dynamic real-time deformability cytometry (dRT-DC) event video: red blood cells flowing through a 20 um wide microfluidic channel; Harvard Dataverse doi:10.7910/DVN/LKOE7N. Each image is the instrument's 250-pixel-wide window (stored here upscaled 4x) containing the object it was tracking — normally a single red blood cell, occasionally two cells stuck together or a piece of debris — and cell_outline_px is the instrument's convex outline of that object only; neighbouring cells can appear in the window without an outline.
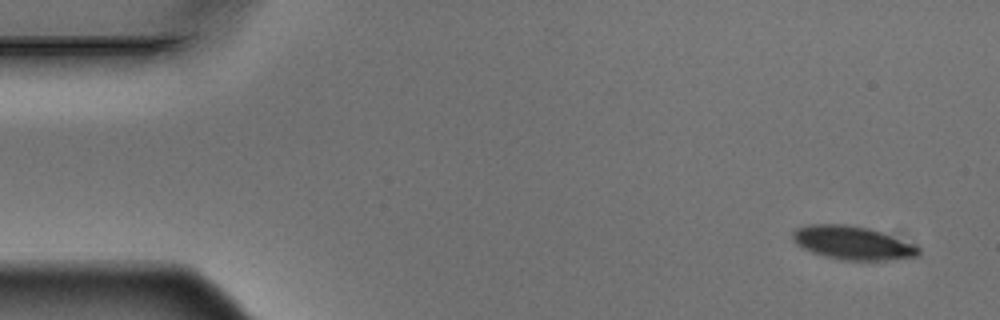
{"species": "Egyptian fruit bat (a non-hibernating species)", "species_latin": "Rousettus aegyptiacus", "temperature_condition": "warm", "stored_images_in_passage": 4, "camera_frame_rate_fps": 3000, "um_per_image_px": 0.085, "animal": {"sex": "male"}, "frame": {"image": 1, "passage_image": 1, "time_ms": 0.0, "image_size_px": [1000, 320], "cell_outline_px": [[920, 256], [884, 260], [844, 260], [812, 252], [796, 244], [792, 240], [792, 232], [796, 228], [808, 224], [844, 224], [868, 228], [916, 244], [920, 248]], "centroid_in_image_um": [72.47, 20.63], "position_along_channel_um": 12.5, "area_um2": 24.45}}
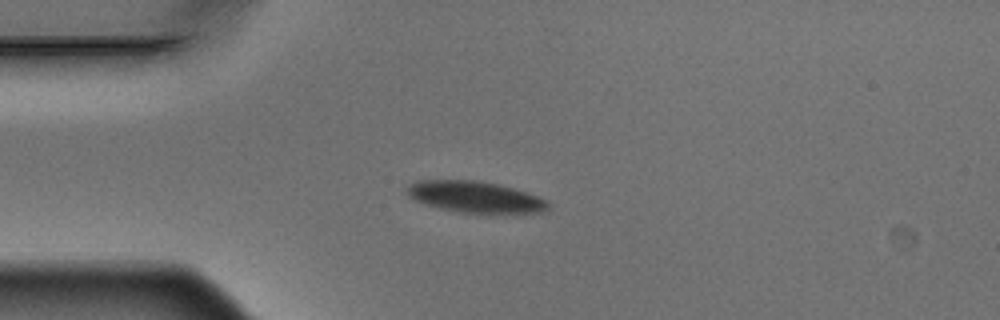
{"frame": {"image": 2, "passage_image": 4, "time_ms": 1.0, "image_size_px": [1000, 320], "cell_outline_px": [[548, 208], [544, 212], [460, 212], [440, 208], [424, 204], [408, 196], [404, 188], [408, 184], [416, 180], [476, 180], [496, 184], [528, 192], [548, 200]], "centroid_in_image_um": [40.33, 16.72], "position_along_channel_um": 44.7, "area_um2": 25.55}}